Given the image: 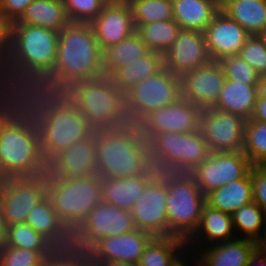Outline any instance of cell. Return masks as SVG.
<instances>
[{
	"mask_svg": "<svg viewBox=\"0 0 266 266\" xmlns=\"http://www.w3.org/2000/svg\"><path fill=\"white\" fill-rule=\"evenodd\" d=\"M102 50L91 23H69L59 32L56 66L85 80L104 76Z\"/></svg>",
	"mask_w": 266,
	"mask_h": 266,
	"instance_id": "6da1fadb",
	"label": "cell"
},
{
	"mask_svg": "<svg viewBox=\"0 0 266 266\" xmlns=\"http://www.w3.org/2000/svg\"><path fill=\"white\" fill-rule=\"evenodd\" d=\"M96 142L98 175L108 178H126L141 175L140 145L142 135L97 129Z\"/></svg>",
	"mask_w": 266,
	"mask_h": 266,
	"instance_id": "7a4b0ae2",
	"label": "cell"
},
{
	"mask_svg": "<svg viewBox=\"0 0 266 266\" xmlns=\"http://www.w3.org/2000/svg\"><path fill=\"white\" fill-rule=\"evenodd\" d=\"M206 196L190 173H182L168 189L166 212L168 237L174 236L190 241L201 222ZM190 238V239H189Z\"/></svg>",
	"mask_w": 266,
	"mask_h": 266,
	"instance_id": "3957f363",
	"label": "cell"
},
{
	"mask_svg": "<svg viewBox=\"0 0 266 266\" xmlns=\"http://www.w3.org/2000/svg\"><path fill=\"white\" fill-rule=\"evenodd\" d=\"M49 199L63 224L81 225L91 210L103 201L100 176L59 178Z\"/></svg>",
	"mask_w": 266,
	"mask_h": 266,
	"instance_id": "277c9868",
	"label": "cell"
},
{
	"mask_svg": "<svg viewBox=\"0 0 266 266\" xmlns=\"http://www.w3.org/2000/svg\"><path fill=\"white\" fill-rule=\"evenodd\" d=\"M38 130L40 148L57 155L76 141L92 136L95 129L75 106L45 112L39 119Z\"/></svg>",
	"mask_w": 266,
	"mask_h": 266,
	"instance_id": "5b68a950",
	"label": "cell"
},
{
	"mask_svg": "<svg viewBox=\"0 0 266 266\" xmlns=\"http://www.w3.org/2000/svg\"><path fill=\"white\" fill-rule=\"evenodd\" d=\"M253 167L241 152H210L208 157L190 174L206 196L229 182L245 178Z\"/></svg>",
	"mask_w": 266,
	"mask_h": 266,
	"instance_id": "8992f818",
	"label": "cell"
},
{
	"mask_svg": "<svg viewBox=\"0 0 266 266\" xmlns=\"http://www.w3.org/2000/svg\"><path fill=\"white\" fill-rule=\"evenodd\" d=\"M39 149L38 128L0 126V170L5 177H21Z\"/></svg>",
	"mask_w": 266,
	"mask_h": 266,
	"instance_id": "52a82bcc",
	"label": "cell"
},
{
	"mask_svg": "<svg viewBox=\"0 0 266 266\" xmlns=\"http://www.w3.org/2000/svg\"><path fill=\"white\" fill-rule=\"evenodd\" d=\"M247 120L231 112L202 109L199 130L210 152H241Z\"/></svg>",
	"mask_w": 266,
	"mask_h": 266,
	"instance_id": "ba28073f",
	"label": "cell"
},
{
	"mask_svg": "<svg viewBox=\"0 0 266 266\" xmlns=\"http://www.w3.org/2000/svg\"><path fill=\"white\" fill-rule=\"evenodd\" d=\"M118 87L102 76L82 83L76 107L97 129H109L117 110Z\"/></svg>",
	"mask_w": 266,
	"mask_h": 266,
	"instance_id": "9c48e42d",
	"label": "cell"
},
{
	"mask_svg": "<svg viewBox=\"0 0 266 266\" xmlns=\"http://www.w3.org/2000/svg\"><path fill=\"white\" fill-rule=\"evenodd\" d=\"M150 141L161 157L183 173H190L210 153L200 130L190 133H157Z\"/></svg>",
	"mask_w": 266,
	"mask_h": 266,
	"instance_id": "30bf717a",
	"label": "cell"
},
{
	"mask_svg": "<svg viewBox=\"0 0 266 266\" xmlns=\"http://www.w3.org/2000/svg\"><path fill=\"white\" fill-rule=\"evenodd\" d=\"M8 35L19 46L27 66L56 64L59 32L35 25L11 24Z\"/></svg>",
	"mask_w": 266,
	"mask_h": 266,
	"instance_id": "8fae6325",
	"label": "cell"
},
{
	"mask_svg": "<svg viewBox=\"0 0 266 266\" xmlns=\"http://www.w3.org/2000/svg\"><path fill=\"white\" fill-rule=\"evenodd\" d=\"M226 77L219 61L211 60L180 77L181 98L202 109L212 108Z\"/></svg>",
	"mask_w": 266,
	"mask_h": 266,
	"instance_id": "7c38bea8",
	"label": "cell"
},
{
	"mask_svg": "<svg viewBox=\"0 0 266 266\" xmlns=\"http://www.w3.org/2000/svg\"><path fill=\"white\" fill-rule=\"evenodd\" d=\"M201 109L185 98L152 111L144 117L143 137L157 133H190L199 130Z\"/></svg>",
	"mask_w": 266,
	"mask_h": 266,
	"instance_id": "4fadbf2b",
	"label": "cell"
},
{
	"mask_svg": "<svg viewBox=\"0 0 266 266\" xmlns=\"http://www.w3.org/2000/svg\"><path fill=\"white\" fill-rule=\"evenodd\" d=\"M128 92L143 117L154 110L175 103L181 98L180 77L165 67L145 81H140Z\"/></svg>",
	"mask_w": 266,
	"mask_h": 266,
	"instance_id": "5bb4252c",
	"label": "cell"
},
{
	"mask_svg": "<svg viewBox=\"0 0 266 266\" xmlns=\"http://www.w3.org/2000/svg\"><path fill=\"white\" fill-rule=\"evenodd\" d=\"M211 60L204 34L191 30H180L175 42L163 55L164 67L178 77Z\"/></svg>",
	"mask_w": 266,
	"mask_h": 266,
	"instance_id": "9a60e30c",
	"label": "cell"
},
{
	"mask_svg": "<svg viewBox=\"0 0 266 266\" xmlns=\"http://www.w3.org/2000/svg\"><path fill=\"white\" fill-rule=\"evenodd\" d=\"M168 189L147 183L130 213L137 229L154 237H168L166 198Z\"/></svg>",
	"mask_w": 266,
	"mask_h": 266,
	"instance_id": "2e32d148",
	"label": "cell"
},
{
	"mask_svg": "<svg viewBox=\"0 0 266 266\" xmlns=\"http://www.w3.org/2000/svg\"><path fill=\"white\" fill-rule=\"evenodd\" d=\"M42 199L22 177H6L0 192V214L5 225L26 223L28 214Z\"/></svg>",
	"mask_w": 266,
	"mask_h": 266,
	"instance_id": "e0dca14e",
	"label": "cell"
},
{
	"mask_svg": "<svg viewBox=\"0 0 266 266\" xmlns=\"http://www.w3.org/2000/svg\"><path fill=\"white\" fill-rule=\"evenodd\" d=\"M203 34L210 58L216 61L224 56L238 55L241 47L251 36L238 22L230 19L221 10Z\"/></svg>",
	"mask_w": 266,
	"mask_h": 266,
	"instance_id": "ac0fdd59",
	"label": "cell"
},
{
	"mask_svg": "<svg viewBox=\"0 0 266 266\" xmlns=\"http://www.w3.org/2000/svg\"><path fill=\"white\" fill-rule=\"evenodd\" d=\"M91 25L102 52L136 32L129 6L106 4Z\"/></svg>",
	"mask_w": 266,
	"mask_h": 266,
	"instance_id": "d6986e66",
	"label": "cell"
},
{
	"mask_svg": "<svg viewBox=\"0 0 266 266\" xmlns=\"http://www.w3.org/2000/svg\"><path fill=\"white\" fill-rule=\"evenodd\" d=\"M81 226L89 236L97 240L107 236H119L136 229L130 211L104 201L91 210Z\"/></svg>",
	"mask_w": 266,
	"mask_h": 266,
	"instance_id": "ffe728a7",
	"label": "cell"
},
{
	"mask_svg": "<svg viewBox=\"0 0 266 266\" xmlns=\"http://www.w3.org/2000/svg\"><path fill=\"white\" fill-rule=\"evenodd\" d=\"M59 178H77L98 175L94 135L76 141L56 155Z\"/></svg>",
	"mask_w": 266,
	"mask_h": 266,
	"instance_id": "44dd1931",
	"label": "cell"
},
{
	"mask_svg": "<svg viewBox=\"0 0 266 266\" xmlns=\"http://www.w3.org/2000/svg\"><path fill=\"white\" fill-rule=\"evenodd\" d=\"M154 236L140 229L119 236L100 239L101 251L106 262H132L138 264L146 245Z\"/></svg>",
	"mask_w": 266,
	"mask_h": 266,
	"instance_id": "7402d4cb",
	"label": "cell"
},
{
	"mask_svg": "<svg viewBox=\"0 0 266 266\" xmlns=\"http://www.w3.org/2000/svg\"><path fill=\"white\" fill-rule=\"evenodd\" d=\"M259 93V85H246L226 79L212 108L231 112L249 120L254 113Z\"/></svg>",
	"mask_w": 266,
	"mask_h": 266,
	"instance_id": "603a6c76",
	"label": "cell"
},
{
	"mask_svg": "<svg viewBox=\"0 0 266 266\" xmlns=\"http://www.w3.org/2000/svg\"><path fill=\"white\" fill-rule=\"evenodd\" d=\"M173 20L181 30L203 33L220 8L212 0H172Z\"/></svg>",
	"mask_w": 266,
	"mask_h": 266,
	"instance_id": "cb8c5ba5",
	"label": "cell"
},
{
	"mask_svg": "<svg viewBox=\"0 0 266 266\" xmlns=\"http://www.w3.org/2000/svg\"><path fill=\"white\" fill-rule=\"evenodd\" d=\"M21 177L44 199H49L59 180L56 155L40 148Z\"/></svg>",
	"mask_w": 266,
	"mask_h": 266,
	"instance_id": "d4e9b609",
	"label": "cell"
},
{
	"mask_svg": "<svg viewBox=\"0 0 266 266\" xmlns=\"http://www.w3.org/2000/svg\"><path fill=\"white\" fill-rule=\"evenodd\" d=\"M141 176L147 183L163 188H171L183 173L160 156L150 140L145 139L140 145Z\"/></svg>",
	"mask_w": 266,
	"mask_h": 266,
	"instance_id": "484cf974",
	"label": "cell"
},
{
	"mask_svg": "<svg viewBox=\"0 0 266 266\" xmlns=\"http://www.w3.org/2000/svg\"><path fill=\"white\" fill-rule=\"evenodd\" d=\"M257 249L256 242L247 238H237L213 244L201 254L202 266H247L252 253Z\"/></svg>",
	"mask_w": 266,
	"mask_h": 266,
	"instance_id": "4316f807",
	"label": "cell"
},
{
	"mask_svg": "<svg viewBox=\"0 0 266 266\" xmlns=\"http://www.w3.org/2000/svg\"><path fill=\"white\" fill-rule=\"evenodd\" d=\"M103 201L130 211L144 192L147 184L141 176L126 178H108L100 176Z\"/></svg>",
	"mask_w": 266,
	"mask_h": 266,
	"instance_id": "83f0119b",
	"label": "cell"
},
{
	"mask_svg": "<svg viewBox=\"0 0 266 266\" xmlns=\"http://www.w3.org/2000/svg\"><path fill=\"white\" fill-rule=\"evenodd\" d=\"M69 23L63 0H34L12 24L35 25L60 32Z\"/></svg>",
	"mask_w": 266,
	"mask_h": 266,
	"instance_id": "f1b7e54d",
	"label": "cell"
},
{
	"mask_svg": "<svg viewBox=\"0 0 266 266\" xmlns=\"http://www.w3.org/2000/svg\"><path fill=\"white\" fill-rule=\"evenodd\" d=\"M252 201V169L245 178L229 182L206 195L208 205L229 215Z\"/></svg>",
	"mask_w": 266,
	"mask_h": 266,
	"instance_id": "f546056e",
	"label": "cell"
},
{
	"mask_svg": "<svg viewBox=\"0 0 266 266\" xmlns=\"http://www.w3.org/2000/svg\"><path fill=\"white\" fill-rule=\"evenodd\" d=\"M221 11L250 35L260 36L266 31V0H231Z\"/></svg>",
	"mask_w": 266,
	"mask_h": 266,
	"instance_id": "4dcf8cb0",
	"label": "cell"
},
{
	"mask_svg": "<svg viewBox=\"0 0 266 266\" xmlns=\"http://www.w3.org/2000/svg\"><path fill=\"white\" fill-rule=\"evenodd\" d=\"M163 67V55L149 51L140 59L117 69L110 78L119 90L128 91L140 81L158 73Z\"/></svg>",
	"mask_w": 266,
	"mask_h": 266,
	"instance_id": "1f68e13d",
	"label": "cell"
},
{
	"mask_svg": "<svg viewBox=\"0 0 266 266\" xmlns=\"http://www.w3.org/2000/svg\"><path fill=\"white\" fill-rule=\"evenodd\" d=\"M149 52L147 45L135 32L128 38L106 48L102 53L104 76L110 77L120 67L140 59Z\"/></svg>",
	"mask_w": 266,
	"mask_h": 266,
	"instance_id": "d6a6232c",
	"label": "cell"
},
{
	"mask_svg": "<svg viewBox=\"0 0 266 266\" xmlns=\"http://www.w3.org/2000/svg\"><path fill=\"white\" fill-rule=\"evenodd\" d=\"M185 243L187 246L188 242L174 236L153 237L140 256L138 266H171Z\"/></svg>",
	"mask_w": 266,
	"mask_h": 266,
	"instance_id": "836d02e7",
	"label": "cell"
},
{
	"mask_svg": "<svg viewBox=\"0 0 266 266\" xmlns=\"http://www.w3.org/2000/svg\"><path fill=\"white\" fill-rule=\"evenodd\" d=\"M27 67L19 46L7 34L0 41V84L22 86Z\"/></svg>",
	"mask_w": 266,
	"mask_h": 266,
	"instance_id": "e575fe53",
	"label": "cell"
},
{
	"mask_svg": "<svg viewBox=\"0 0 266 266\" xmlns=\"http://www.w3.org/2000/svg\"><path fill=\"white\" fill-rule=\"evenodd\" d=\"M180 30L173 19H167L141 25L136 29V33L147 45L149 51L164 55L175 42Z\"/></svg>",
	"mask_w": 266,
	"mask_h": 266,
	"instance_id": "d590c367",
	"label": "cell"
},
{
	"mask_svg": "<svg viewBox=\"0 0 266 266\" xmlns=\"http://www.w3.org/2000/svg\"><path fill=\"white\" fill-rule=\"evenodd\" d=\"M109 130L143 136L144 117L127 90H118L117 110Z\"/></svg>",
	"mask_w": 266,
	"mask_h": 266,
	"instance_id": "8d00e7d4",
	"label": "cell"
},
{
	"mask_svg": "<svg viewBox=\"0 0 266 266\" xmlns=\"http://www.w3.org/2000/svg\"><path fill=\"white\" fill-rule=\"evenodd\" d=\"M233 228L231 215L205 203L202 209L201 222L195 234L198 236L199 233L203 232L206 234L205 238L207 237L206 239H209L210 242L213 240L225 242L235 239L231 233Z\"/></svg>",
	"mask_w": 266,
	"mask_h": 266,
	"instance_id": "74e56055",
	"label": "cell"
},
{
	"mask_svg": "<svg viewBox=\"0 0 266 266\" xmlns=\"http://www.w3.org/2000/svg\"><path fill=\"white\" fill-rule=\"evenodd\" d=\"M38 93H29L20 90L16 103L7 114L3 127H34L38 128L41 115L36 109Z\"/></svg>",
	"mask_w": 266,
	"mask_h": 266,
	"instance_id": "f35d334b",
	"label": "cell"
},
{
	"mask_svg": "<svg viewBox=\"0 0 266 266\" xmlns=\"http://www.w3.org/2000/svg\"><path fill=\"white\" fill-rule=\"evenodd\" d=\"M130 8L136 29L155 21L173 19L172 0H137Z\"/></svg>",
	"mask_w": 266,
	"mask_h": 266,
	"instance_id": "ab89813d",
	"label": "cell"
},
{
	"mask_svg": "<svg viewBox=\"0 0 266 266\" xmlns=\"http://www.w3.org/2000/svg\"><path fill=\"white\" fill-rule=\"evenodd\" d=\"M243 153L253 166L266 165V123L247 120L244 132Z\"/></svg>",
	"mask_w": 266,
	"mask_h": 266,
	"instance_id": "60d3db41",
	"label": "cell"
},
{
	"mask_svg": "<svg viewBox=\"0 0 266 266\" xmlns=\"http://www.w3.org/2000/svg\"><path fill=\"white\" fill-rule=\"evenodd\" d=\"M231 216L234 229H240L241 232H245V238L256 242L264 225L266 212L252 201L236 210Z\"/></svg>",
	"mask_w": 266,
	"mask_h": 266,
	"instance_id": "b9f144b4",
	"label": "cell"
},
{
	"mask_svg": "<svg viewBox=\"0 0 266 266\" xmlns=\"http://www.w3.org/2000/svg\"><path fill=\"white\" fill-rule=\"evenodd\" d=\"M35 68L41 77L36 109L40 115H43L45 112L52 110L61 71L56 64L38 65Z\"/></svg>",
	"mask_w": 266,
	"mask_h": 266,
	"instance_id": "7bdbcfd3",
	"label": "cell"
},
{
	"mask_svg": "<svg viewBox=\"0 0 266 266\" xmlns=\"http://www.w3.org/2000/svg\"><path fill=\"white\" fill-rule=\"evenodd\" d=\"M26 223L42 236L57 230L63 223L50 199H42L28 214Z\"/></svg>",
	"mask_w": 266,
	"mask_h": 266,
	"instance_id": "ee69618b",
	"label": "cell"
},
{
	"mask_svg": "<svg viewBox=\"0 0 266 266\" xmlns=\"http://www.w3.org/2000/svg\"><path fill=\"white\" fill-rule=\"evenodd\" d=\"M5 246L37 250L44 256L43 236L27 223L7 226Z\"/></svg>",
	"mask_w": 266,
	"mask_h": 266,
	"instance_id": "f6af8a7d",
	"label": "cell"
},
{
	"mask_svg": "<svg viewBox=\"0 0 266 266\" xmlns=\"http://www.w3.org/2000/svg\"><path fill=\"white\" fill-rule=\"evenodd\" d=\"M218 61L226 79L246 85H259L260 77L255 69L239 55L224 56Z\"/></svg>",
	"mask_w": 266,
	"mask_h": 266,
	"instance_id": "bcb514c9",
	"label": "cell"
},
{
	"mask_svg": "<svg viewBox=\"0 0 266 266\" xmlns=\"http://www.w3.org/2000/svg\"><path fill=\"white\" fill-rule=\"evenodd\" d=\"M83 81L79 77L61 72L52 110H65L75 107Z\"/></svg>",
	"mask_w": 266,
	"mask_h": 266,
	"instance_id": "7dc6e473",
	"label": "cell"
},
{
	"mask_svg": "<svg viewBox=\"0 0 266 266\" xmlns=\"http://www.w3.org/2000/svg\"><path fill=\"white\" fill-rule=\"evenodd\" d=\"M70 23H91L106 5L104 0H63Z\"/></svg>",
	"mask_w": 266,
	"mask_h": 266,
	"instance_id": "c3c4849f",
	"label": "cell"
},
{
	"mask_svg": "<svg viewBox=\"0 0 266 266\" xmlns=\"http://www.w3.org/2000/svg\"><path fill=\"white\" fill-rule=\"evenodd\" d=\"M238 55L255 69L260 78L266 76V47L261 36L251 35Z\"/></svg>",
	"mask_w": 266,
	"mask_h": 266,
	"instance_id": "681fc988",
	"label": "cell"
},
{
	"mask_svg": "<svg viewBox=\"0 0 266 266\" xmlns=\"http://www.w3.org/2000/svg\"><path fill=\"white\" fill-rule=\"evenodd\" d=\"M44 259L37 250L9 246L0 250V266H41Z\"/></svg>",
	"mask_w": 266,
	"mask_h": 266,
	"instance_id": "f907efd6",
	"label": "cell"
},
{
	"mask_svg": "<svg viewBox=\"0 0 266 266\" xmlns=\"http://www.w3.org/2000/svg\"><path fill=\"white\" fill-rule=\"evenodd\" d=\"M66 253L101 254L100 241L89 236L81 225L70 224V242Z\"/></svg>",
	"mask_w": 266,
	"mask_h": 266,
	"instance_id": "816d5d0a",
	"label": "cell"
},
{
	"mask_svg": "<svg viewBox=\"0 0 266 266\" xmlns=\"http://www.w3.org/2000/svg\"><path fill=\"white\" fill-rule=\"evenodd\" d=\"M68 242H70V224H62L57 230L43 236L44 257L58 259L66 253Z\"/></svg>",
	"mask_w": 266,
	"mask_h": 266,
	"instance_id": "f5cc1de1",
	"label": "cell"
},
{
	"mask_svg": "<svg viewBox=\"0 0 266 266\" xmlns=\"http://www.w3.org/2000/svg\"><path fill=\"white\" fill-rule=\"evenodd\" d=\"M32 1L34 0H0V15L3 22L7 26L17 22Z\"/></svg>",
	"mask_w": 266,
	"mask_h": 266,
	"instance_id": "db71d44e",
	"label": "cell"
},
{
	"mask_svg": "<svg viewBox=\"0 0 266 266\" xmlns=\"http://www.w3.org/2000/svg\"><path fill=\"white\" fill-rule=\"evenodd\" d=\"M252 194L253 201L266 212V165L252 167Z\"/></svg>",
	"mask_w": 266,
	"mask_h": 266,
	"instance_id": "11a10c76",
	"label": "cell"
},
{
	"mask_svg": "<svg viewBox=\"0 0 266 266\" xmlns=\"http://www.w3.org/2000/svg\"><path fill=\"white\" fill-rule=\"evenodd\" d=\"M58 260L62 266H107V262L103 254H84L64 253Z\"/></svg>",
	"mask_w": 266,
	"mask_h": 266,
	"instance_id": "9f6ffc18",
	"label": "cell"
},
{
	"mask_svg": "<svg viewBox=\"0 0 266 266\" xmlns=\"http://www.w3.org/2000/svg\"><path fill=\"white\" fill-rule=\"evenodd\" d=\"M22 86L0 84V126L3 125L7 114L16 103L17 94Z\"/></svg>",
	"mask_w": 266,
	"mask_h": 266,
	"instance_id": "6f0895ef",
	"label": "cell"
},
{
	"mask_svg": "<svg viewBox=\"0 0 266 266\" xmlns=\"http://www.w3.org/2000/svg\"><path fill=\"white\" fill-rule=\"evenodd\" d=\"M41 77L35 67L25 69L21 90L29 93H38Z\"/></svg>",
	"mask_w": 266,
	"mask_h": 266,
	"instance_id": "680465c9",
	"label": "cell"
},
{
	"mask_svg": "<svg viewBox=\"0 0 266 266\" xmlns=\"http://www.w3.org/2000/svg\"><path fill=\"white\" fill-rule=\"evenodd\" d=\"M252 120L266 123V97L259 93Z\"/></svg>",
	"mask_w": 266,
	"mask_h": 266,
	"instance_id": "91938a15",
	"label": "cell"
},
{
	"mask_svg": "<svg viewBox=\"0 0 266 266\" xmlns=\"http://www.w3.org/2000/svg\"><path fill=\"white\" fill-rule=\"evenodd\" d=\"M266 266V253L256 249L250 256L247 266Z\"/></svg>",
	"mask_w": 266,
	"mask_h": 266,
	"instance_id": "94428289",
	"label": "cell"
},
{
	"mask_svg": "<svg viewBox=\"0 0 266 266\" xmlns=\"http://www.w3.org/2000/svg\"><path fill=\"white\" fill-rule=\"evenodd\" d=\"M7 234V226L5 225L4 219L0 214V250L5 246Z\"/></svg>",
	"mask_w": 266,
	"mask_h": 266,
	"instance_id": "6125c7cd",
	"label": "cell"
},
{
	"mask_svg": "<svg viewBox=\"0 0 266 266\" xmlns=\"http://www.w3.org/2000/svg\"><path fill=\"white\" fill-rule=\"evenodd\" d=\"M137 0H104L107 5L131 6Z\"/></svg>",
	"mask_w": 266,
	"mask_h": 266,
	"instance_id": "be15d7a7",
	"label": "cell"
},
{
	"mask_svg": "<svg viewBox=\"0 0 266 266\" xmlns=\"http://www.w3.org/2000/svg\"><path fill=\"white\" fill-rule=\"evenodd\" d=\"M264 225H266V219L264 221ZM264 228H266V227L264 226ZM264 233L265 234H264L263 238H262V235H261V237H259L256 240V247H257L258 250L266 253V229H265Z\"/></svg>",
	"mask_w": 266,
	"mask_h": 266,
	"instance_id": "e7e4bbea",
	"label": "cell"
},
{
	"mask_svg": "<svg viewBox=\"0 0 266 266\" xmlns=\"http://www.w3.org/2000/svg\"><path fill=\"white\" fill-rule=\"evenodd\" d=\"M41 266H62V263L56 258H45Z\"/></svg>",
	"mask_w": 266,
	"mask_h": 266,
	"instance_id": "03108f58",
	"label": "cell"
},
{
	"mask_svg": "<svg viewBox=\"0 0 266 266\" xmlns=\"http://www.w3.org/2000/svg\"><path fill=\"white\" fill-rule=\"evenodd\" d=\"M8 34V26L3 22L0 15V41Z\"/></svg>",
	"mask_w": 266,
	"mask_h": 266,
	"instance_id": "003e7915",
	"label": "cell"
},
{
	"mask_svg": "<svg viewBox=\"0 0 266 266\" xmlns=\"http://www.w3.org/2000/svg\"><path fill=\"white\" fill-rule=\"evenodd\" d=\"M107 266H138V264L132 262L115 261V262H108Z\"/></svg>",
	"mask_w": 266,
	"mask_h": 266,
	"instance_id": "a7ac6f4b",
	"label": "cell"
},
{
	"mask_svg": "<svg viewBox=\"0 0 266 266\" xmlns=\"http://www.w3.org/2000/svg\"><path fill=\"white\" fill-rule=\"evenodd\" d=\"M259 92L266 97V76L260 78Z\"/></svg>",
	"mask_w": 266,
	"mask_h": 266,
	"instance_id": "89a4df30",
	"label": "cell"
},
{
	"mask_svg": "<svg viewBox=\"0 0 266 266\" xmlns=\"http://www.w3.org/2000/svg\"><path fill=\"white\" fill-rule=\"evenodd\" d=\"M220 9L231 0H212Z\"/></svg>",
	"mask_w": 266,
	"mask_h": 266,
	"instance_id": "2644e50d",
	"label": "cell"
},
{
	"mask_svg": "<svg viewBox=\"0 0 266 266\" xmlns=\"http://www.w3.org/2000/svg\"><path fill=\"white\" fill-rule=\"evenodd\" d=\"M185 262H183L181 259H179V257L176 259V261L171 265V266H187L184 264ZM202 266V263L199 265Z\"/></svg>",
	"mask_w": 266,
	"mask_h": 266,
	"instance_id": "8c879c8a",
	"label": "cell"
},
{
	"mask_svg": "<svg viewBox=\"0 0 266 266\" xmlns=\"http://www.w3.org/2000/svg\"><path fill=\"white\" fill-rule=\"evenodd\" d=\"M5 176L2 174L1 170H0V192H1V188L3 186L4 180H5Z\"/></svg>",
	"mask_w": 266,
	"mask_h": 266,
	"instance_id": "753ad0ef",
	"label": "cell"
},
{
	"mask_svg": "<svg viewBox=\"0 0 266 266\" xmlns=\"http://www.w3.org/2000/svg\"><path fill=\"white\" fill-rule=\"evenodd\" d=\"M260 36L263 39V41L265 43V47H266V31H264Z\"/></svg>",
	"mask_w": 266,
	"mask_h": 266,
	"instance_id": "34e18365",
	"label": "cell"
}]
</instances>
